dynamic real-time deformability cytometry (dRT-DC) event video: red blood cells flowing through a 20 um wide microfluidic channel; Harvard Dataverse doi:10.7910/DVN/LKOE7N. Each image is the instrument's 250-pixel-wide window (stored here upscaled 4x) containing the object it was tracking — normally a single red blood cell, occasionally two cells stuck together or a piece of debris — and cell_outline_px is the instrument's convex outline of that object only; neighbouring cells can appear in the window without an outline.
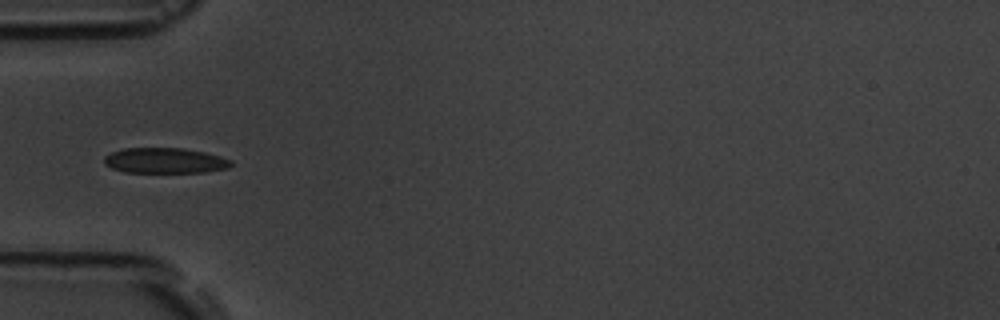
{"species": "common noctule bat (a hibernating species)", "species_latin": "Nyctalus noctula", "temperature_condition": "room temperature", "stored_images_in_passage": 16, "camera_frame_rate_fps": 3000, "um_per_image_px": 0.085, "animal": {"sex": "male", "body_mass_g": 19.5, "forearm_length_mm": 54.6}, "frame": {"image": 1, "passage_image": 5, "time_ms": 4.667, "image_size_px": [1000, 320], "cell_outline_px": [[232, 164], [228, 168], [204, 172], [124, 172], [112, 168], [104, 164], [104, 156], [112, 152], [124, 148], [180, 148], [204, 152], [220, 156], [232, 160]], "centroid_in_image_um": [14.01, 13.65], "position_along_channel_um": 71.0, "area_um2": 18.73}}
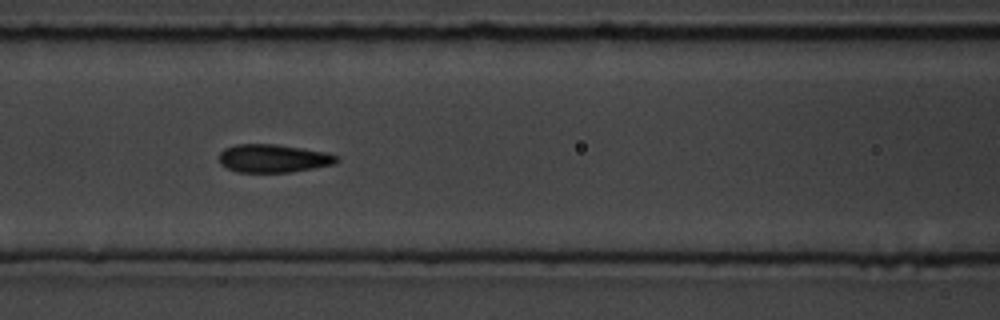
{"frame": {"image": 2, "passage_image": 7, "time_ms": 6.667, "image_size_px": [1000, 320], "cell_outline_px": [[340, 160], [336, 164], [288, 172], [236, 172], [220, 164], [220, 152], [224, 148], [236, 144], [276, 144], [328, 152], [340, 156]], "centroid_in_image_um": [23.27, 13.45], "position_along_channel_um": 143.3, "area_um2": 19.42}}
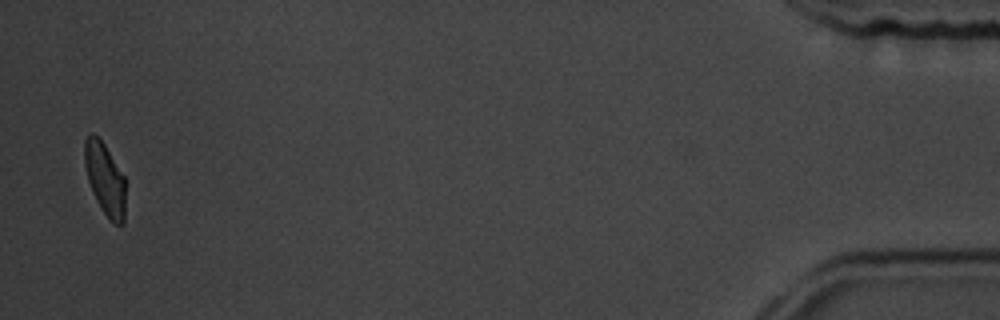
{"frame": {"image": 3, "passage_image": 16, "time_ms": 17.0, "image_size_px": [1000, 320], "cell_outline_px": [[124, 224], [116, 224], [104, 212], [96, 200], [92, 192], [88, 180], [84, 164], [84, 140], [92, 132], [104, 144], [124, 176]], "centroid_in_image_um": [8.9, 15.18], "position_along_channel_um": 426.3, "area_um2": 16.82}, "authors_computed_cell_mechanics": {"area_um2": 18.6405, "velocity_mm_per_s": 3.6056, "shape_relaxation_time_tau1_ms": 1.8273, "shape_relaxation_time_tau2_ms": null, "deformation_change_tau1": 0.0767, "deformation_change_tau2": null}}